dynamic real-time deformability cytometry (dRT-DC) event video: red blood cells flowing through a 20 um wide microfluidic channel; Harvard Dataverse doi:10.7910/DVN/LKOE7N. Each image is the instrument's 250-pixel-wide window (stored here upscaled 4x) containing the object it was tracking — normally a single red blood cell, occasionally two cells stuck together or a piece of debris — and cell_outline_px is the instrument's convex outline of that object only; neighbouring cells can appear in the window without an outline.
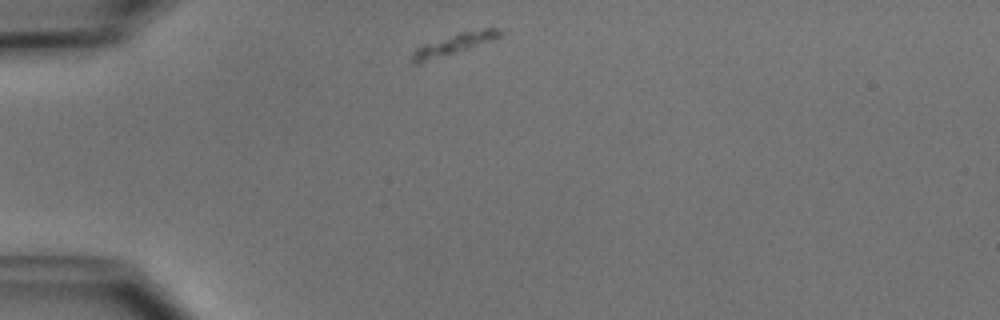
{"species": "common noctule bat (a hibernating species)", "species_latin": "Nyctalus noctula", "temperature_condition": "cold", "stored_images_in_passage": 41, "camera_frame_rate_fps": 3000, "um_per_image_px": 0.085, "animal": {"sex": "male", "body_mass_g": 15.6}, "frame": {"image": 1, "passage_image": 1, "time_ms": 0.0, "image_size_px": [1000, 320], "cell_outline_px": [[500, 36], [468, 48], [420, 64], [412, 64], [412, 52], [416, 48], [424, 44], [460, 32], [484, 28], [496, 28], [500, 32]], "centroid_in_image_um": [38.47, 3.77], "position_along_channel_um": 46.5, "area_um2": 10.35}}
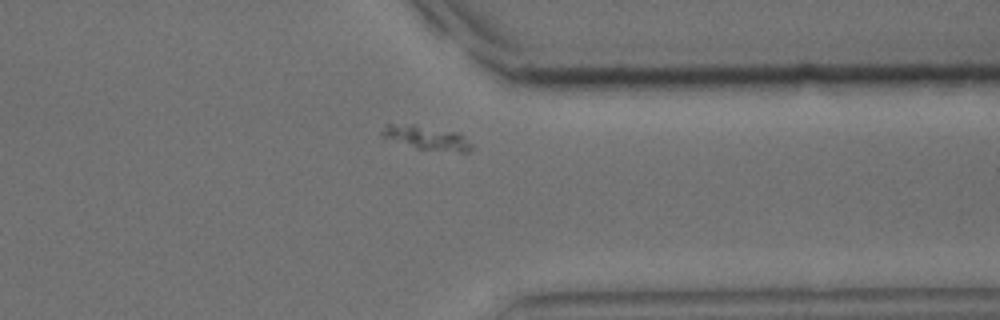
{"frame": {"image": 2, "passage_image": 30, "time_ms": 9.667, "image_size_px": [1000, 320], "cell_outline_px": [[472, 148], [468, 152], [460, 152], [416, 148], [380, 136], [380, 132], [388, 124], [392, 124], [456, 132], [464, 136], [472, 144]], "centroid_in_image_um": [36.29, 11.76], "position_along_channel_um": 375.1, "area_um2": 11.73}}
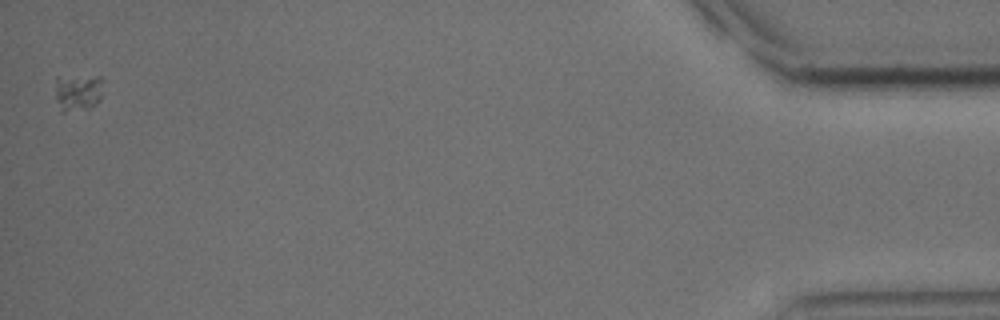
{"frame": {"image": 3, "passage_image": 41, "time_ms": 13.333, "image_size_px": [1000, 320], "cell_outline_px": [[104, 80], [100, 100], [96, 104], [64, 112], [60, 112], [56, 100], [56, 76], [104, 76]], "centroid_in_image_um": [6.63, 7.79], "position_along_channel_um": 428.6, "area_um2": 10.46}}